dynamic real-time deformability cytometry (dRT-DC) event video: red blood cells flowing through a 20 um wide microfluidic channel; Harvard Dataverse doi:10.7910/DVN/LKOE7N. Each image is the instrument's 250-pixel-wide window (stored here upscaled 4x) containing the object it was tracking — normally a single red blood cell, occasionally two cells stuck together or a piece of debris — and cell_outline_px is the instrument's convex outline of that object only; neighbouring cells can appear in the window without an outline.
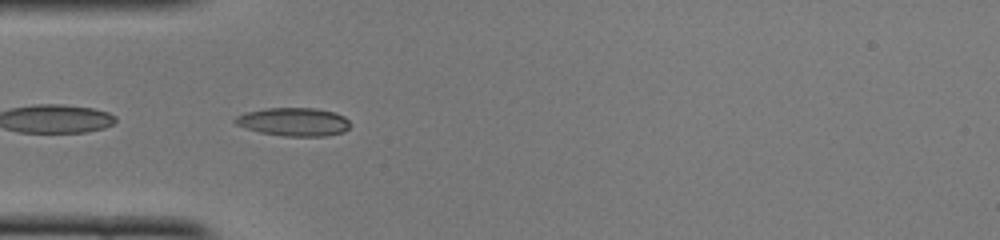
{"species": "common noctule bat (a hibernating species)", "species_latin": "Nyctalus noctula", "temperature_condition": "cold", "stored_images_in_passage": 38, "camera_frame_rate_fps": 3000, "um_per_image_px": 0.085, "animal": {"sex": "female", "body_mass_g": 22.0, "forearm_length_mm": 56.7}, "frame": {"image": 1, "passage_image": 4, "time_ms": 1.0, "image_size_px": [1000, 240], "cell_outline_px": [[348, 128], [344, 132], [324, 136], [284, 136], [260, 132], [236, 124], [232, 120], [236, 116], [244, 112], [264, 108], [316, 108], [332, 112], [344, 116], [348, 120]], "centroid_in_image_um": [24.93, 10.35], "position_along_channel_um": 60.1, "area_um2": 18.9}}
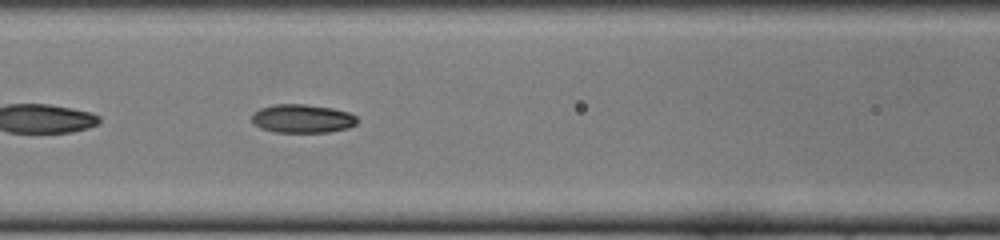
{"frame": {"image": 2, "passage_image": 10, "time_ms": 3.0, "image_size_px": [1000, 240], "cell_outline_px": [[356, 124], [348, 128], [328, 132], [272, 132], [260, 128], [252, 120], [252, 112], [260, 108], [272, 104], [304, 104], [332, 108], [348, 112], [356, 116]], "centroid_in_image_um": [25.67, 10.08], "position_along_channel_um": 140.9, "area_um2": 17.57}}
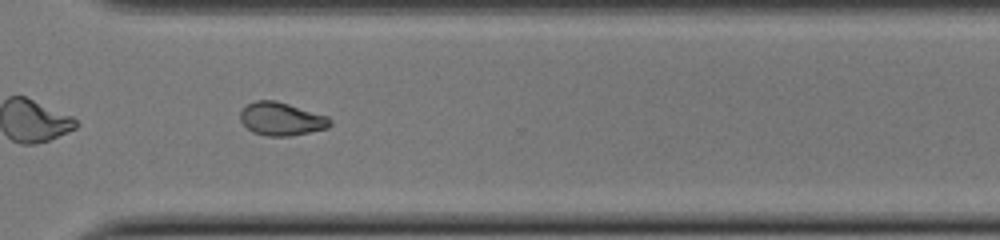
{"frame": {"image": 3, "passage_image": 25, "time_ms": 8.0, "image_size_px": [1000, 240], "cell_outline_px": [[332, 124], [328, 128], [288, 136], [268, 136], [252, 132], [240, 120], [240, 112], [248, 104], [256, 100], [276, 100], [328, 116], [332, 120]], "centroid_in_image_um": [23.93, 10.1], "position_along_channel_um": 346.7, "area_um2": 17.28}, "authors_computed_cell_mechanics": {"area_um2": 17.629, "velocity_mm_per_s": 4.115, "shape_relaxation_time_tau1_ms": null, "shape_relaxation_time_tau2_ms": 4.5886, "deformation_change_tau1": null, "deformation_change_tau2": 0.0941}}